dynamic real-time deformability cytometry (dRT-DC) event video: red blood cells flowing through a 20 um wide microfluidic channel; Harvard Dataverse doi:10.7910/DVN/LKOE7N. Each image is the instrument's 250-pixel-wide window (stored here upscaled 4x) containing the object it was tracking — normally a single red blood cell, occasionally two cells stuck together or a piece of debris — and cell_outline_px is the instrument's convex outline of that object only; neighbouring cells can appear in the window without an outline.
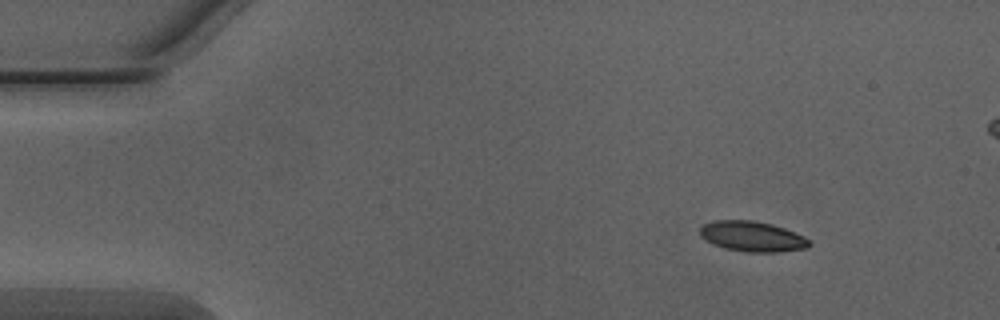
{"species": "Egyptian fruit bat (a non-hibernating species)", "species_latin": "Rousettus aegyptiacus", "temperature_condition": "warm", "stored_images_in_passage": 51, "camera_frame_rate_fps": 3000, "um_per_image_px": 0.085, "animal": {"sex": "male"}, "frame": {"image": 1, "passage_image": 6, "time_ms": 1.667, "image_size_px": [1000, 320], "cell_outline_px": [[812, 244], [808, 248], [776, 252], [748, 252], [724, 248], [712, 244], [704, 240], [700, 236], [700, 228], [704, 224], [716, 220], [752, 220], [772, 224], [784, 228], [804, 236], [812, 240]], "centroid_in_image_um": [63.96, 20.1], "position_along_channel_um": 21.0, "area_um2": 19.48}}
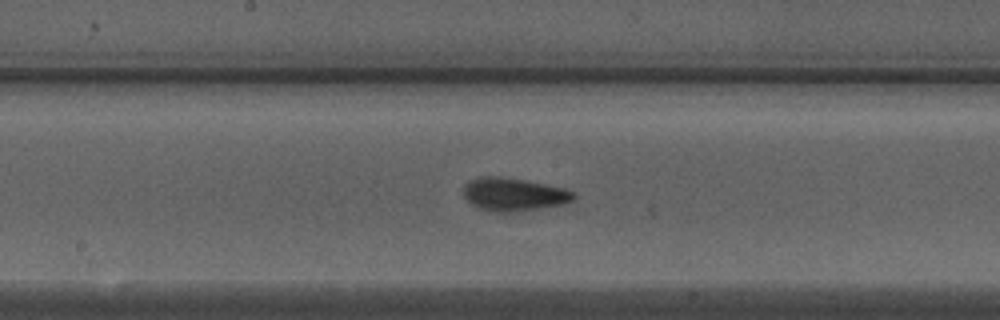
{"frame": {"image": 2, "passage_image": 26, "time_ms": 8.333, "image_size_px": [1000, 320], "cell_outline_px": [[576, 196], [572, 200], [564, 204], [512, 212], [488, 212], [476, 208], [464, 196], [464, 184], [468, 180], [480, 176], [496, 176], [524, 180], [564, 188], [576, 192]], "centroid_in_image_um": [43.63, 16.52], "position_along_channel_um": 204.6, "area_um2": 21.33}}
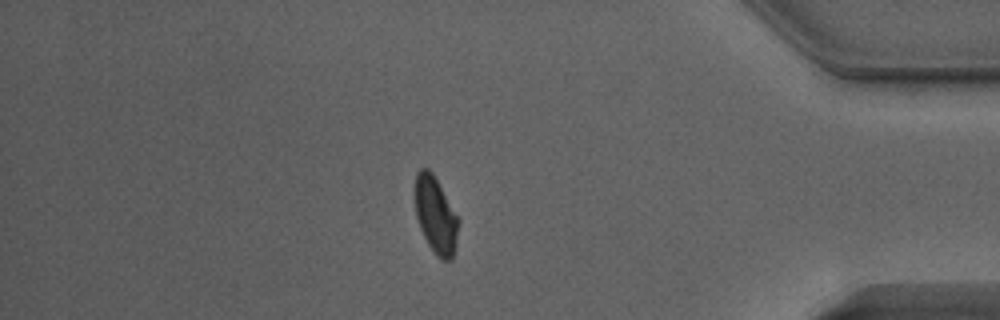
{"frame": {"image": 3, "passage_image": 43, "time_ms": 14.0, "image_size_px": [1000, 320], "cell_outline_px": [[460, 220], [456, 244], [452, 260], [440, 260], [436, 256], [428, 244], [420, 228], [416, 216], [416, 172], [420, 168], [428, 168], [432, 172]], "centroid_in_image_um": [37.05, 18.32], "position_along_channel_um": 398.1, "area_um2": 19.31}}